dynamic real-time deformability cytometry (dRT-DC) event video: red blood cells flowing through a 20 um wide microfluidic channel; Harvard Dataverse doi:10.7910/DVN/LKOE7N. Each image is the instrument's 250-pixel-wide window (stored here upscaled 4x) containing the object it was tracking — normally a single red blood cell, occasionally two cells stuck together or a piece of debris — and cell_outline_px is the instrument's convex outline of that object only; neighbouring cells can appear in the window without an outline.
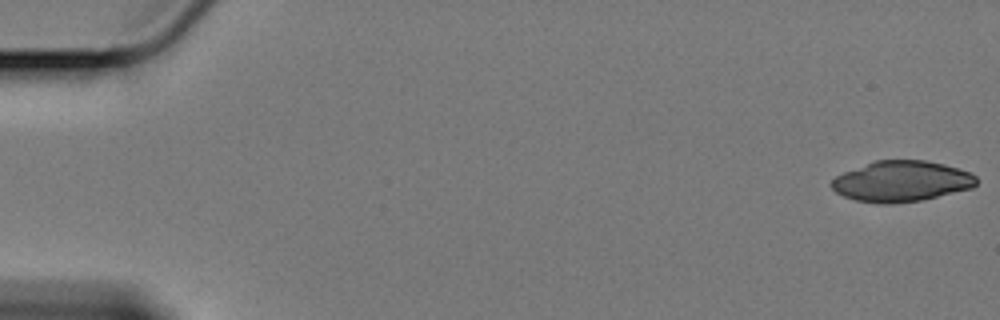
{"species": "Egyptian fruit bat (a non-hibernating species)", "species_latin": "Rousettus aegyptiacus", "temperature_condition": "cold", "stored_images_in_passage": 13, "camera_frame_rate_fps": 3000, "um_per_image_px": 0.085, "animal": {"sex": "female"}, "frame": {"image": 1, "passage_image": 1, "time_ms": 0.0, "image_size_px": [1000, 320], "cell_outline_px": [[980, 180], [972, 188], [920, 200], [892, 204], [876, 204], [856, 200], [844, 196], [836, 192], [828, 184], [836, 176], [844, 172], [876, 160], [924, 160], [944, 164], [960, 168], [972, 172]], "centroid_in_image_um": [76.64, 15.41], "position_along_channel_um": 8.4, "area_um2": 34.56}}